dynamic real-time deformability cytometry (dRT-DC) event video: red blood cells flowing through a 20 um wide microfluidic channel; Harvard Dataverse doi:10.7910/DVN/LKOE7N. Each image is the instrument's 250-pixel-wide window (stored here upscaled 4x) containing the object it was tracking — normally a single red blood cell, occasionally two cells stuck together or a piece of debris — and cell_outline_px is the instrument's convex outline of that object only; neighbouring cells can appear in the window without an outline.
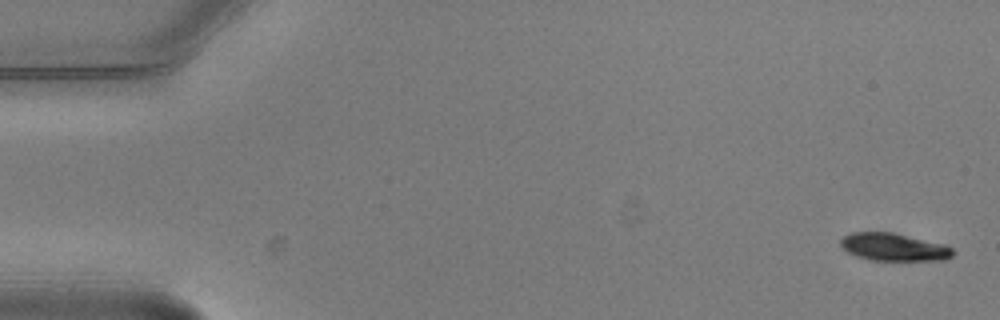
{"species": "common noctule bat (a hibernating species)", "species_latin": "Nyctalus noctula", "temperature_condition": "warm", "stored_images_in_passage": 4, "camera_frame_rate_fps": 3000, "um_per_image_px": 0.085, "animal": {"sex": "male", "body_mass_g": 20.5, "forearm_length_mm": 52.5}, "frame": {"image": 1, "passage_image": 1, "time_ms": 0.0, "image_size_px": [1000, 320], "cell_outline_px": [[956, 252], [952, 256], [944, 260], [872, 260], [856, 256], [848, 252], [840, 244], [840, 240], [844, 236], [852, 232], [892, 232], [944, 244], [952, 248]], "centroid_in_image_um": [75.99, 21.0], "position_along_channel_um": 9.0, "area_um2": 18.03}}
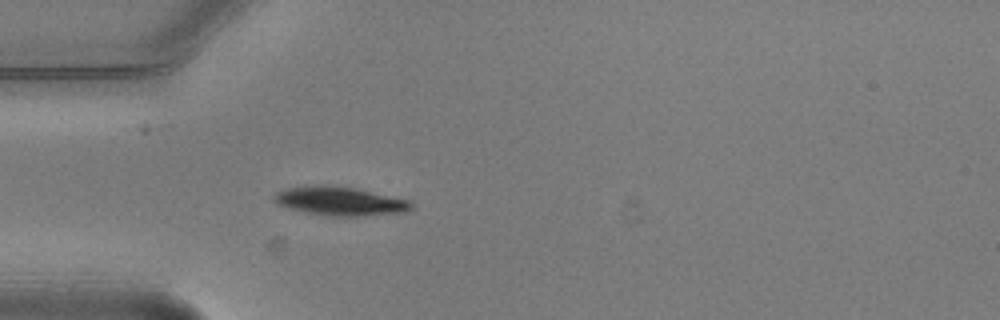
{"frame": {"image": 2, "passage_image": 4, "time_ms": 1.0, "image_size_px": [1000, 320], "cell_outline_px": [[412, 208], [404, 212], [360, 216], [332, 216], [308, 212], [276, 204], [272, 200], [272, 196], [276, 192], [288, 188], [316, 184], [320, 184], [352, 188], [412, 200]], "centroid_in_image_um": [28.89, 17.09], "position_along_channel_um": 56.1, "area_um2": 22.77}}